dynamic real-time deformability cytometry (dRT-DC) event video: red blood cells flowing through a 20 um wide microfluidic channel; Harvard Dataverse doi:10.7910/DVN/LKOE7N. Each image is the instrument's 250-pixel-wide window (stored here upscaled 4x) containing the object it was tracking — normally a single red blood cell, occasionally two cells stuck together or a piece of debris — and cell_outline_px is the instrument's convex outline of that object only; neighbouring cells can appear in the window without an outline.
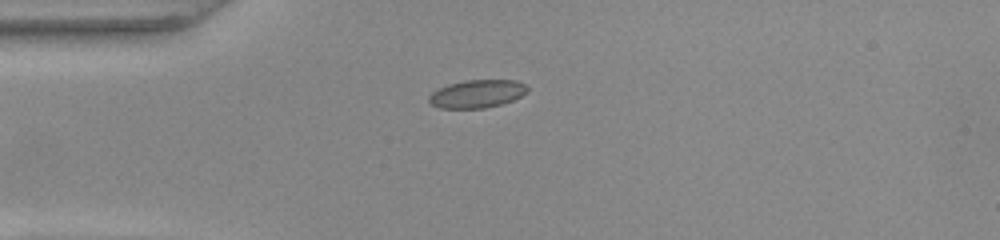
{"species": "common noctule bat (a hibernating species)", "species_latin": "Nyctalus noctula", "temperature_condition": "warm", "stored_images_in_passage": 39, "camera_frame_rate_fps": 3000, "um_per_image_px": 0.085, "animal": {"sex": "female", "body_mass_g": 22.0, "forearm_length_mm": 56.7}, "frame": {"image": 1, "passage_image": 1, "time_ms": 0.0, "image_size_px": [1000, 240], "cell_outline_px": [[528, 88], [520, 96], [512, 100], [500, 104], [484, 108], [440, 108], [432, 104], [428, 100], [428, 96], [432, 92], [448, 84], [464, 80], [516, 80], [524, 84]], "centroid_in_image_um": [40.51, 7.97], "position_along_channel_um": 44.5, "area_um2": 15.84}}
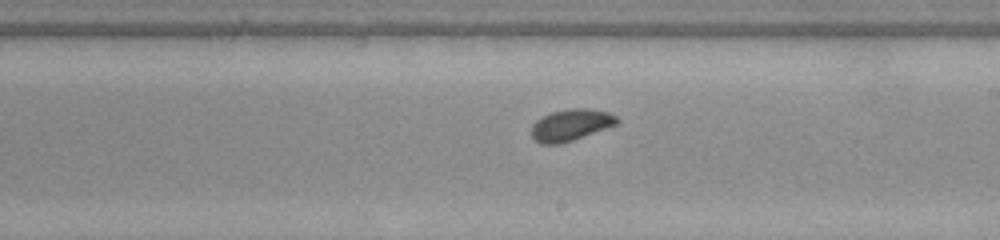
{"frame": {"image": 2, "passage_image": 17, "time_ms": 5.333, "image_size_px": [1000, 240], "cell_outline_px": [[620, 120], [616, 124], [572, 140], [560, 144], [540, 144], [532, 136], [532, 124], [536, 120], [552, 112], [572, 108], [588, 108], [608, 112], [616, 116]], "centroid_in_image_um": [48.51, 10.61], "position_along_channel_um": 240.5, "area_um2": 15.49}}
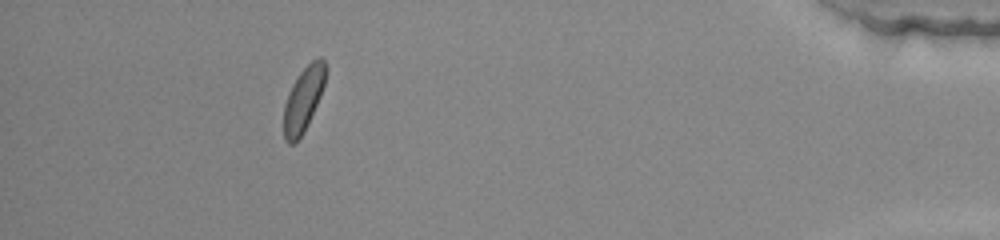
{"frame": {"image": 3, "passage_image": 34, "time_ms": 11.0, "image_size_px": [1000, 240], "cell_outline_px": [[324, 84], [320, 96], [308, 124], [304, 132], [292, 144], [288, 144], [284, 140], [284, 104], [288, 92], [292, 84], [300, 72], [316, 56], [320, 56], [324, 60]], "centroid_in_image_um": [25.76, 8.45], "position_along_channel_um": 409.4, "area_um2": 15.49}, "authors_computed_cell_mechanics": {"area_um2": 15.606, "velocity_mm_per_s": 4.0206, "shape_relaxation_time_tau1_ms": 1.6074, "shape_relaxation_time_tau2_ms": 1.3131, "deformation_change_tau1": 0.099, "deformation_change_tau2": 0.0552}}